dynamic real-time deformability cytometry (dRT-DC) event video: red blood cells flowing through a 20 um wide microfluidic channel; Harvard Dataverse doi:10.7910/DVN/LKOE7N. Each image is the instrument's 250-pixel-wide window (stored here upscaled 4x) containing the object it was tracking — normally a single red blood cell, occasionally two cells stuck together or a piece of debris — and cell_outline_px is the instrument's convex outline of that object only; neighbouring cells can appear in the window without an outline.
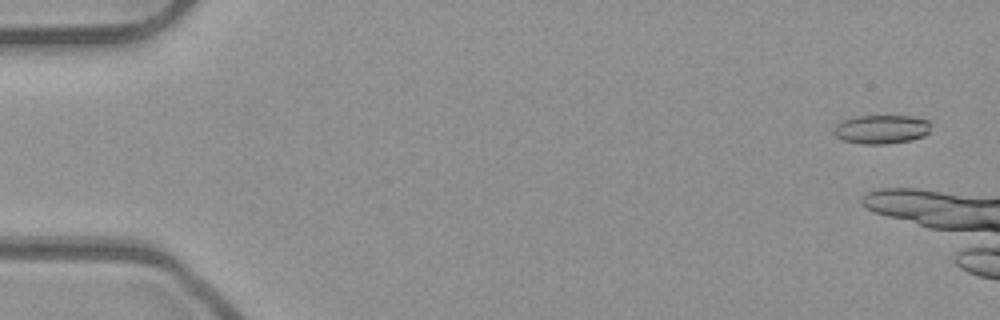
{"species": "common noctule bat (a hibernating species)", "species_latin": "Nyctalus noctula", "temperature_condition": "room temperature", "stored_images_in_passage": 7, "camera_frame_rate_fps": 3000, "um_per_image_px": 0.085, "animal": {"sex": "male", "body_mass_g": 23.1, "forearm_length_mm": 52.7}, "frame": {"image": 1, "passage_image": 1, "time_ms": 0.0, "image_size_px": [1000, 320], "cell_outline_px": [[928, 132], [924, 136], [912, 140], [888, 144], [864, 144], [844, 140], [836, 136], [832, 132], [836, 124], [844, 120], [856, 116], [912, 116], [928, 120]], "centroid_in_image_um": [74.9, 10.99], "position_along_channel_um": 10.1, "area_um2": 16.24}}